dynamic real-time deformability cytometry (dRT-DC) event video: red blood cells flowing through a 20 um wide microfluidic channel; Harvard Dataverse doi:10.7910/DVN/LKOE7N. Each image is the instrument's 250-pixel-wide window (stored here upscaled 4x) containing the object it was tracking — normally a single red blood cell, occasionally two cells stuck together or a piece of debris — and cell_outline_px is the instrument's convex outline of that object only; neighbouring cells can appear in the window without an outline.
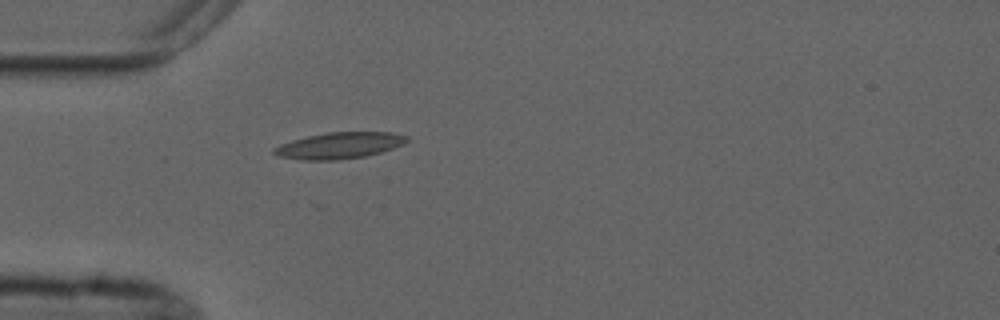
{"species": "common noctule bat (a hibernating species)", "species_latin": "Nyctalus noctula", "temperature_condition": "cold", "stored_images_in_passage": 1, "camera_frame_rate_fps": 3000, "um_per_image_px": 0.085, "animal": {"sex": "male", "forearm_length_mm": 52.5}, "frame": {"image": 1, "passage_image": 1, "time_ms": 0.0, "image_size_px": [1000, 320], "cell_outline_px": [[408, 140], [404, 144], [380, 152], [364, 156], [336, 160], [304, 160], [280, 156], [272, 152], [272, 148], [280, 144], [292, 140], [308, 136], [328, 132], [392, 132], [408, 136]], "centroid_in_image_um": [28.84, 12.36], "position_along_channel_um": 56.2, "area_um2": 20.23}}